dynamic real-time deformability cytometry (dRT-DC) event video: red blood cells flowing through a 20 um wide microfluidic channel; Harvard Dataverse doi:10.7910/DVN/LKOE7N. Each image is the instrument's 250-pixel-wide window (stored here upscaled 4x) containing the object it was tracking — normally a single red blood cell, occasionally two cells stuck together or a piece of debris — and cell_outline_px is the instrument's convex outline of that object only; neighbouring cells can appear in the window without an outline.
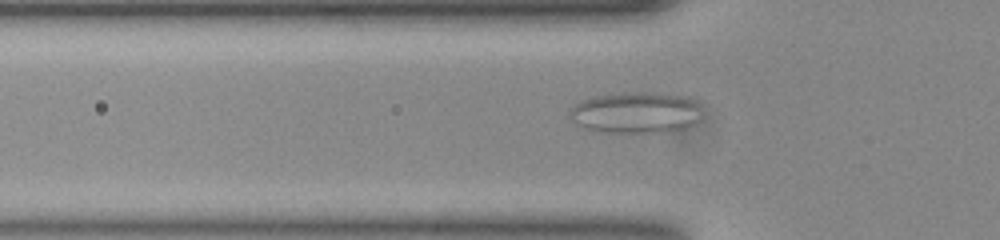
{"species": "common noctule bat (a hibernating species)", "species_latin": "Nyctalus noctula", "temperature_condition": "room temperature", "stored_images_in_passage": 37, "camera_frame_rate_fps": 3000, "um_per_image_px": 0.085, "animal": {"sex": "female", "body_mass_g": 23.0, "forearm_length_mm": 53.4}, "frame": {"image": 1, "passage_image": 7, "time_ms": 2.0, "image_size_px": [1000, 240], "cell_outline_px": [[696, 108], [692, 124], [684, 128], [656, 132], [616, 132], [588, 128], [580, 124], [568, 116], [572, 108], [580, 100], [592, 96], [620, 92], [660, 92], [680, 96], [692, 100], [696, 104]], "centroid_in_image_um": [53.94, 9.53], "position_along_channel_um": 71.9, "area_um2": 30.69}}
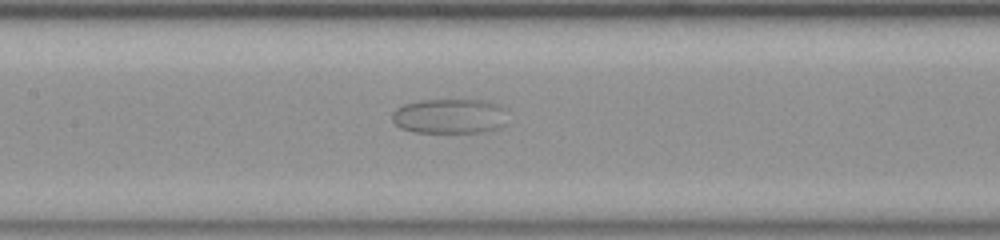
{"frame": {"image": 2, "passage_image": 15, "time_ms": 4.667, "image_size_px": [1000, 240], "cell_outline_px": [[504, 124], [496, 128], [476, 132], [416, 132], [400, 128], [392, 120], [392, 112], [396, 108], [404, 104], [420, 100], [492, 100], [504, 108]], "centroid_in_image_um": [38.18, 9.85], "position_along_channel_um": 169.2, "area_um2": 23.35}}
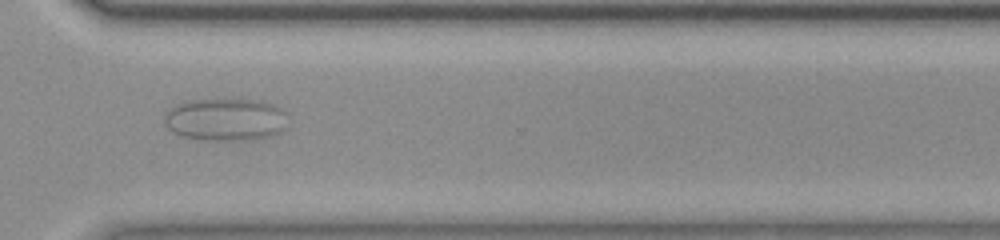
{"frame": {"image": 3, "passage_image": 30, "time_ms": 9.667, "image_size_px": [1000, 240], "cell_outline_px": [[284, 128], [280, 132], [268, 136], [248, 140], [216, 140], [184, 136], [168, 128], [168, 112], [176, 104], [184, 100], [256, 100], [280, 108]], "centroid_in_image_um": [19.15, 10.16], "position_along_channel_um": 351.4, "area_um2": 29.25}}